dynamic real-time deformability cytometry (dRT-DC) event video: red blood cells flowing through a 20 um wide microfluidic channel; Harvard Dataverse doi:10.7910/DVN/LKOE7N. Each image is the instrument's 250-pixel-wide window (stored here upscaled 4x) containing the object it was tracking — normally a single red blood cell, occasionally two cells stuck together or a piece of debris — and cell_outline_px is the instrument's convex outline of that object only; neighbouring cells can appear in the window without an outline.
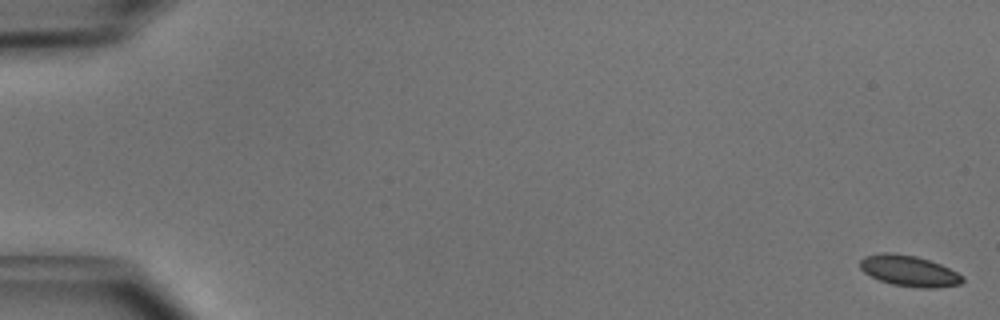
{"species": "common noctule bat (a hibernating species)", "species_latin": "Nyctalus noctula", "temperature_condition": "cold", "stored_images_in_passage": 52, "camera_frame_rate_fps": 3000, "um_per_image_px": 0.085, "animal": {"sex": "male", "body_mass_g": 15.6}, "frame": {"image": 1, "passage_image": 1, "time_ms": 0.0, "image_size_px": [1000, 320], "cell_outline_px": [[964, 280], [960, 284], [936, 288], [920, 288], [892, 284], [880, 280], [864, 272], [860, 268], [860, 260], [864, 256], [880, 252], [888, 252], [916, 256], [940, 264], [964, 276]], "centroid_in_image_um": [77.27, 23.02], "position_along_channel_um": 7.7, "area_um2": 18.38}}
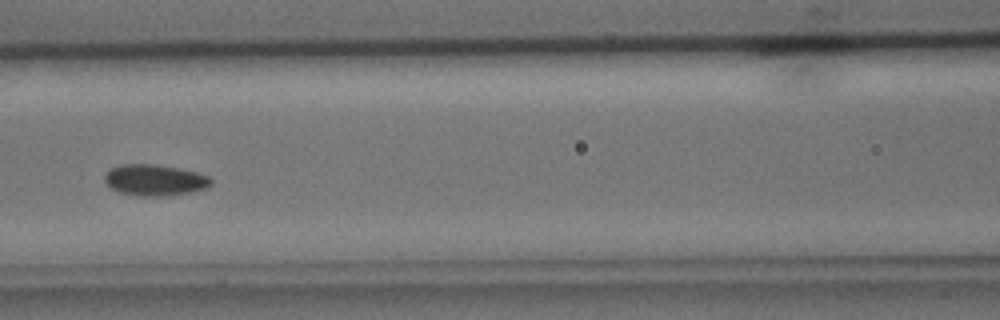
{"frame": {"image": 2, "passage_image": 24, "time_ms": 7.667, "image_size_px": [1000, 320], "cell_outline_px": [[212, 184], [208, 188], [196, 192], [168, 196], [140, 196], [120, 192], [112, 188], [104, 180], [104, 176], [112, 168], [124, 164], [152, 164], [176, 168], [196, 172], [208, 176], [212, 180]], "centroid_in_image_um": [13.22, 15.33], "position_along_channel_um": 153.4, "area_um2": 19.31}}
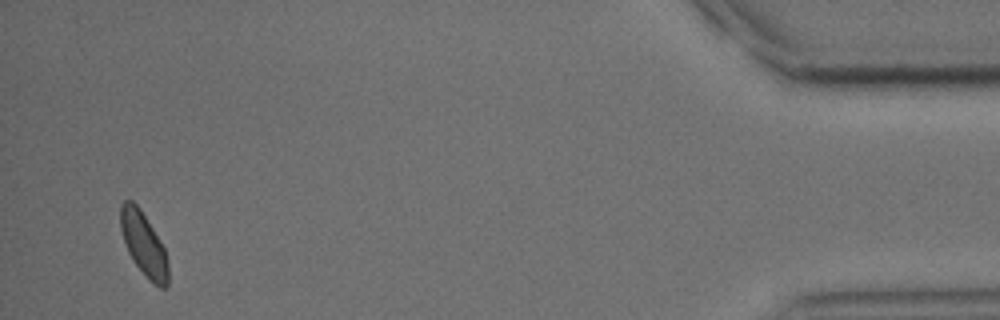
{"frame": {"image": 3, "passage_image": 50, "time_ms": 16.333, "image_size_px": [1000, 320], "cell_outline_px": [[168, 284], [164, 288], [160, 288], [148, 280], [132, 260], [128, 252], [120, 228], [120, 204], [124, 200], [132, 200], [140, 208], [164, 248], [168, 260]], "centroid_in_image_um": [12.2, 20.76], "position_along_channel_um": 423.0, "area_um2": 17.63}, "authors_computed_cell_mechanics": {"area_um2": 18.4382, "velocity_mm_per_s": 3.9554, "shape_relaxation_time_tau1_ms": 2.4636, "shape_relaxation_time_tau2_ms": null, "deformation_change_tau1": 0.0551, "deformation_change_tau2": null}}